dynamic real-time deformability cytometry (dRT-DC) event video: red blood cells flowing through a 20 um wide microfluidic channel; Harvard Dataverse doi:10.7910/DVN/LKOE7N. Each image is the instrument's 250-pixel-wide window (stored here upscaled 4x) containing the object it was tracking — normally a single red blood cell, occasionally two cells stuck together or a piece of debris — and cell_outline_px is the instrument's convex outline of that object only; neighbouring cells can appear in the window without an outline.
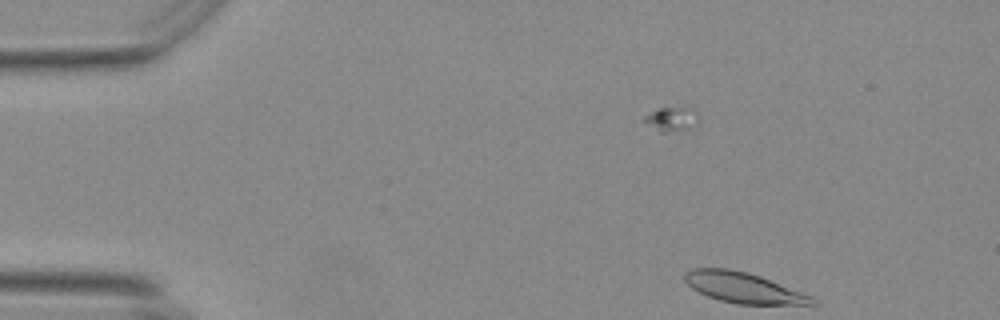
{"species": "Egyptian fruit bat (a non-hibernating species)", "species_latin": "Rousettus aegyptiacus", "temperature_condition": "warm", "stored_images_in_passage": 8, "camera_frame_rate_fps": 3000, "um_per_image_px": 0.085, "animal": {"sex": "female"}, "frame": {"image": 1, "passage_image": 8, "time_ms": 2.333, "image_size_px": [1000, 320], "cell_outline_px": [[820, 304], [736, 304], [720, 300], [708, 296], [692, 288], [684, 280], [684, 276], [692, 268], [728, 268], [760, 276], [812, 296]], "centroid_in_image_um": [63.2, 24.46], "position_along_channel_um": 21.8, "area_um2": 22.31}}